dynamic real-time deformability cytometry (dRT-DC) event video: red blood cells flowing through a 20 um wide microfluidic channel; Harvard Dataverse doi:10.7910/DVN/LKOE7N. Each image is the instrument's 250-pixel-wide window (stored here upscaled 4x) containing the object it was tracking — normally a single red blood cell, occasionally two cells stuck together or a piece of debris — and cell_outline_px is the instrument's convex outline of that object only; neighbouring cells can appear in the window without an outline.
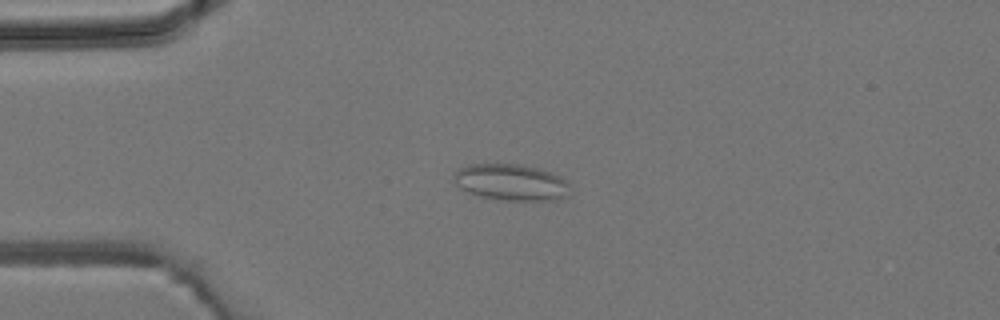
{"species": "common noctule bat (a hibernating species)", "species_latin": "Nyctalus noctula", "temperature_condition": "room temperature", "stored_images_in_passage": 5, "camera_frame_rate_fps": 3000, "um_per_image_px": 0.085, "animal": {"sex": "male", "body_mass_g": 19.2, "forearm_length_mm": 51.8}, "frame": {"image": 1, "passage_image": 4, "time_ms": 3.333, "image_size_px": [1000, 320], "cell_outline_px": [[568, 196], [560, 200], [500, 200], [480, 196], [468, 192], [460, 188], [452, 180], [452, 176], [460, 168], [468, 164], [520, 164], [536, 168], [560, 176], [568, 184]], "centroid_in_image_um": [43.41, 15.5], "position_along_channel_um": 41.6, "area_um2": 24.62}}
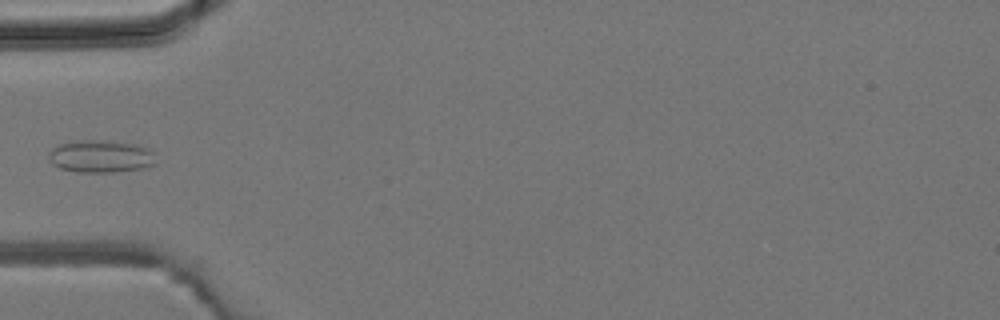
{"frame": {"image": 2, "passage_image": 5, "time_ms": 4.667, "image_size_px": [1000, 320], "cell_outline_px": [[156, 164], [144, 168], [116, 172], [76, 172], [60, 168], [52, 164], [48, 156], [48, 152], [56, 144], [76, 140], [108, 140], [136, 144], [148, 148], [152, 152]], "centroid_in_image_um": [8.53, 13.28], "position_along_channel_um": 76.5, "area_um2": 20.63}}